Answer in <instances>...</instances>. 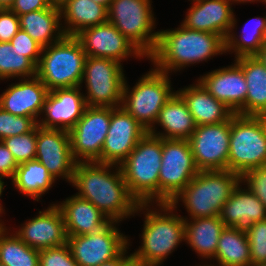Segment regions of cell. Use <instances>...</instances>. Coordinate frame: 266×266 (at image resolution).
I'll use <instances>...</instances> for the list:
<instances>
[{"mask_svg": "<svg viewBox=\"0 0 266 266\" xmlns=\"http://www.w3.org/2000/svg\"><path fill=\"white\" fill-rule=\"evenodd\" d=\"M71 184L78 190L77 196L90 201L111 221L122 222L136 214L139 203L130 194L118 165L77 162Z\"/></svg>", "mask_w": 266, "mask_h": 266, "instance_id": "6da1fadb", "label": "cell"}, {"mask_svg": "<svg viewBox=\"0 0 266 266\" xmlns=\"http://www.w3.org/2000/svg\"><path fill=\"white\" fill-rule=\"evenodd\" d=\"M158 32L156 48L147 59L167 74L226 53L225 40L216 33L190 30L181 24Z\"/></svg>", "mask_w": 266, "mask_h": 266, "instance_id": "7a4b0ae2", "label": "cell"}, {"mask_svg": "<svg viewBox=\"0 0 266 266\" xmlns=\"http://www.w3.org/2000/svg\"><path fill=\"white\" fill-rule=\"evenodd\" d=\"M175 211L170 203L139 204L136 214H144L142 243L131 257L142 266H161L185 242V219Z\"/></svg>", "mask_w": 266, "mask_h": 266, "instance_id": "3957f363", "label": "cell"}, {"mask_svg": "<svg viewBox=\"0 0 266 266\" xmlns=\"http://www.w3.org/2000/svg\"><path fill=\"white\" fill-rule=\"evenodd\" d=\"M240 182L241 176L229 170L199 171L170 204L177 209L183 202L189 219L219 216Z\"/></svg>", "mask_w": 266, "mask_h": 266, "instance_id": "277c9868", "label": "cell"}, {"mask_svg": "<svg viewBox=\"0 0 266 266\" xmlns=\"http://www.w3.org/2000/svg\"><path fill=\"white\" fill-rule=\"evenodd\" d=\"M161 160L162 138L147 132L119 165L130 194L139 204L159 203Z\"/></svg>", "mask_w": 266, "mask_h": 266, "instance_id": "5b68a950", "label": "cell"}, {"mask_svg": "<svg viewBox=\"0 0 266 266\" xmlns=\"http://www.w3.org/2000/svg\"><path fill=\"white\" fill-rule=\"evenodd\" d=\"M86 57L79 39L65 35L42 48L36 76L49 91L81 86Z\"/></svg>", "mask_w": 266, "mask_h": 266, "instance_id": "8992f818", "label": "cell"}, {"mask_svg": "<svg viewBox=\"0 0 266 266\" xmlns=\"http://www.w3.org/2000/svg\"><path fill=\"white\" fill-rule=\"evenodd\" d=\"M266 166V116L235 114L230 119L228 170L242 176Z\"/></svg>", "mask_w": 266, "mask_h": 266, "instance_id": "52a82bcc", "label": "cell"}, {"mask_svg": "<svg viewBox=\"0 0 266 266\" xmlns=\"http://www.w3.org/2000/svg\"><path fill=\"white\" fill-rule=\"evenodd\" d=\"M169 76L153 67L131 88L125 80L121 106L147 131L155 125L160 110L175 93Z\"/></svg>", "mask_w": 266, "mask_h": 266, "instance_id": "ba28073f", "label": "cell"}, {"mask_svg": "<svg viewBox=\"0 0 266 266\" xmlns=\"http://www.w3.org/2000/svg\"><path fill=\"white\" fill-rule=\"evenodd\" d=\"M152 0H112L108 21L112 23L146 57L154 52L158 42L156 17ZM155 26V27H154Z\"/></svg>", "mask_w": 266, "mask_h": 266, "instance_id": "9c48e42d", "label": "cell"}, {"mask_svg": "<svg viewBox=\"0 0 266 266\" xmlns=\"http://www.w3.org/2000/svg\"><path fill=\"white\" fill-rule=\"evenodd\" d=\"M122 64L107 58L86 57L81 86L85 83L87 90L84 97L87 106H121L124 83L127 79Z\"/></svg>", "mask_w": 266, "mask_h": 266, "instance_id": "30bf717a", "label": "cell"}, {"mask_svg": "<svg viewBox=\"0 0 266 266\" xmlns=\"http://www.w3.org/2000/svg\"><path fill=\"white\" fill-rule=\"evenodd\" d=\"M198 172L188 140L162 138L159 203H170Z\"/></svg>", "mask_w": 266, "mask_h": 266, "instance_id": "8fae6325", "label": "cell"}, {"mask_svg": "<svg viewBox=\"0 0 266 266\" xmlns=\"http://www.w3.org/2000/svg\"><path fill=\"white\" fill-rule=\"evenodd\" d=\"M118 223L110 221L98 231L67 236L66 244L78 266H99L116 258L129 245V237L121 233Z\"/></svg>", "mask_w": 266, "mask_h": 266, "instance_id": "7c38bea8", "label": "cell"}, {"mask_svg": "<svg viewBox=\"0 0 266 266\" xmlns=\"http://www.w3.org/2000/svg\"><path fill=\"white\" fill-rule=\"evenodd\" d=\"M110 120V107H86L83 116L69 131L71 153L76 162L102 163V147Z\"/></svg>", "mask_w": 266, "mask_h": 266, "instance_id": "4fadbf2b", "label": "cell"}, {"mask_svg": "<svg viewBox=\"0 0 266 266\" xmlns=\"http://www.w3.org/2000/svg\"><path fill=\"white\" fill-rule=\"evenodd\" d=\"M188 141L199 171L228 170L230 120L196 126Z\"/></svg>", "mask_w": 266, "mask_h": 266, "instance_id": "5bb4252c", "label": "cell"}, {"mask_svg": "<svg viewBox=\"0 0 266 266\" xmlns=\"http://www.w3.org/2000/svg\"><path fill=\"white\" fill-rule=\"evenodd\" d=\"M76 37L81 42L87 56L115 60L119 63L129 57L146 58L145 55L129 41L112 23L83 29ZM127 58V59H126Z\"/></svg>", "mask_w": 266, "mask_h": 266, "instance_id": "9a60e30c", "label": "cell"}, {"mask_svg": "<svg viewBox=\"0 0 266 266\" xmlns=\"http://www.w3.org/2000/svg\"><path fill=\"white\" fill-rule=\"evenodd\" d=\"M147 132L122 106L111 108L110 127L102 147V163L119 166Z\"/></svg>", "mask_w": 266, "mask_h": 266, "instance_id": "2e32d148", "label": "cell"}, {"mask_svg": "<svg viewBox=\"0 0 266 266\" xmlns=\"http://www.w3.org/2000/svg\"><path fill=\"white\" fill-rule=\"evenodd\" d=\"M55 180H73L76 161L71 153L69 131L45 129L37 125L36 157Z\"/></svg>", "mask_w": 266, "mask_h": 266, "instance_id": "e0dca14e", "label": "cell"}, {"mask_svg": "<svg viewBox=\"0 0 266 266\" xmlns=\"http://www.w3.org/2000/svg\"><path fill=\"white\" fill-rule=\"evenodd\" d=\"M81 86L49 91L42 105L38 126L45 129L70 131L87 107Z\"/></svg>", "mask_w": 266, "mask_h": 266, "instance_id": "ac0fdd59", "label": "cell"}, {"mask_svg": "<svg viewBox=\"0 0 266 266\" xmlns=\"http://www.w3.org/2000/svg\"><path fill=\"white\" fill-rule=\"evenodd\" d=\"M15 234L29 247L38 250L67 243L64 217L55 203L39 211L34 218L26 220Z\"/></svg>", "mask_w": 266, "mask_h": 266, "instance_id": "d6986e66", "label": "cell"}, {"mask_svg": "<svg viewBox=\"0 0 266 266\" xmlns=\"http://www.w3.org/2000/svg\"><path fill=\"white\" fill-rule=\"evenodd\" d=\"M197 80L214 98L225 103L235 114L245 116L247 83L242 68L235 61L228 67L201 75Z\"/></svg>", "mask_w": 266, "mask_h": 266, "instance_id": "ffe728a7", "label": "cell"}, {"mask_svg": "<svg viewBox=\"0 0 266 266\" xmlns=\"http://www.w3.org/2000/svg\"><path fill=\"white\" fill-rule=\"evenodd\" d=\"M182 26L190 30L210 32L224 40L230 32L234 19L231 0H191Z\"/></svg>", "mask_w": 266, "mask_h": 266, "instance_id": "44dd1931", "label": "cell"}, {"mask_svg": "<svg viewBox=\"0 0 266 266\" xmlns=\"http://www.w3.org/2000/svg\"><path fill=\"white\" fill-rule=\"evenodd\" d=\"M0 95V107L17 116L33 118L38 124L42 105L49 90L37 77L21 78Z\"/></svg>", "mask_w": 266, "mask_h": 266, "instance_id": "7402d4cb", "label": "cell"}, {"mask_svg": "<svg viewBox=\"0 0 266 266\" xmlns=\"http://www.w3.org/2000/svg\"><path fill=\"white\" fill-rule=\"evenodd\" d=\"M219 218L226 227L247 232L254 222L266 219V208L247 187L243 189L240 182L222 206Z\"/></svg>", "mask_w": 266, "mask_h": 266, "instance_id": "603a6c76", "label": "cell"}, {"mask_svg": "<svg viewBox=\"0 0 266 266\" xmlns=\"http://www.w3.org/2000/svg\"><path fill=\"white\" fill-rule=\"evenodd\" d=\"M195 82L176 92L183 98L197 126L222 123L235 115L233 110L214 98L198 80Z\"/></svg>", "mask_w": 266, "mask_h": 266, "instance_id": "cb8c5ba5", "label": "cell"}, {"mask_svg": "<svg viewBox=\"0 0 266 266\" xmlns=\"http://www.w3.org/2000/svg\"><path fill=\"white\" fill-rule=\"evenodd\" d=\"M56 205L63 214L67 236L85 235L98 231L111 221L90 201L76 194Z\"/></svg>", "mask_w": 266, "mask_h": 266, "instance_id": "d4e9b609", "label": "cell"}, {"mask_svg": "<svg viewBox=\"0 0 266 266\" xmlns=\"http://www.w3.org/2000/svg\"><path fill=\"white\" fill-rule=\"evenodd\" d=\"M164 131H157V125ZM196 123L183 98L175 91L172 97L160 110L155 125L148 131L149 134L163 139L188 140Z\"/></svg>", "mask_w": 266, "mask_h": 266, "instance_id": "484cf974", "label": "cell"}, {"mask_svg": "<svg viewBox=\"0 0 266 266\" xmlns=\"http://www.w3.org/2000/svg\"><path fill=\"white\" fill-rule=\"evenodd\" d=\"M185 219V242L202 259L211 260L216 255L219 237L226 227L219 216ZM191 220V221H190Z\"/></svg>", "mask_w": 266, "mask_h": 266, "instance_id": "4316f807", "label": "cell"}, {"mask_svg": "<svg viewBox=\"0 0 266 266\" xmlns=\"http://www.w3.org/2000/svg\"><path fill=\"white\" fill-rule=\"evenodd\" d=\"M243 70L247 83L245 116H266V67L257 56L234 60Z\"/></svg>", "mask_w": 266, "mask_h": 266, "instance_id": "83f0119b", "label": "cell"}, {"mask_svg": "<svg viewBox=\"0 0 266 266\" xmlns=\"http://www.w3.org/2000/svg\"><path fill=\"white\" fill-rule=\"evenodd\" d=\"M20 29L24 30L31 38L42 47L49 46L65 36L62 28L60 8L32 11L19 15Z\"/></svg>", "mask_w": 266, "mask_h": 266, "instance_id": "f1b7e54d", "label": "cell"}, {"mask_svg": "<svg viewBox=\"0 0 266 266\" xmlns=\"http://www.w3.org/2000/svg\"><path fill=\"white\" fill-rule=\"evenodd\" d=\"M65 35L76 36L83 29L108 21V10L93 0H68L61 8Z\"/></svg>", "mask_w": 266, "mask_h": 266, "instance_id": "f546056e", "label": "cell"}, {"mask_svg": "<svg viewBox=\"0 0 266 266\" xmlns=\"http://www.w3.org/2000/svg\"><path fill=\"white\" fill-rule=\"evenodd\" d=\"M251 21L254 23H251ZM236 23L237 19L234 15L232 27L225 39L226 54L227 52L234 53V58L256 56L260 52L261 47L266 43V15L247 20L239 36L234 32L235 27H237Z\"/></svg>", "mask_w": 266, "mask_h": 266, "instance_id": "4dcf8cb0", "label": "cell"}, {"mask_svg": "<svg viewBox=\"0 0 266 266\" xmlns=\"http://www.w3.org/2000/svg\"><path fill=\"white\" fill-rule=\"evenodd\" d=\"M11 182L21 194L38 202L56 180L45 166L33 159L19 164Z\"/></svg>", "mask_w": 266, "mask_h": 266, "instance_id": "1f68e13d", "label": "cell"}, {"mask_svg": "<svg viewBox=\"0 0 266 266\" xmlns=\"http://www.w3.org/2000/svg\"><path fill=\"white\" fill-rule=\"evenodd\" d=\"M216 264L199 266H251L250 245L246 232L233 227H225L219 240L216 255L213 258Z\"/></svg>", "mask_w": 266, "mask_h": 266, "instance_id": "d6a6232c", "label": "cell"}, {"mask_svg": "<svg viewBox=\"0 0 266 266\" xmlns=\"http://www.w3.org/2000/svg\"><path fill=\"white\" fill-rule=\"evenodd\" d=\"M8 229L5 226L0 232V262L6 266H39V250Z\"/></svg>", "mask_w": 266, "mask_h": 266, "instance_id": "836d02e7", "label": "cell"}, {"mask_svg": "<svg viewBox=\"0 0 266 266\" xmlns=\"http://www.w3.org/2000/svg\"><path fill=\"white\" fill-rule=\"evenodd\" d=\"M36 66L10 42H0V80L32 78Z\"/></svg>", "mask_w": 266, "mask_h": 266, "instance_id": "e575fe53", "label": "cell"}, {"mask_svg": "<svg viewBox=\"0 0 266 266\" xmlns=\"http://www.w3.org/2000/svg\"><path fill=\"white\" fill-rule=\"evenodd\" d=\"M2 142L18 164L33 160L36 157L37 126L30 132L4 138Z\"/></svg>", "mask_w": 266, "mask_h": 266, "instance_id": "d590c367", "label": "cell"}, {"mask_svg": "<svg viewBox=\"0 0 266 266\" xmlns=\"http://www.w3.org/2000/svg\"><path fill=\"white\" fill-rule=\"evenodd\" d=\"M37 125L31 117L13 115L0 107V141L30 132Z\"/></svg>", "mask_w": 266, "mask_h": 266, "instance_id": "8d00e7d4", "label": "cell"}, {"mask_svg": "<svg viewBox=\"0 0 266 266\" xmlns=\"http://www.w3.org/2000/svg\"><path fill=\"white\" fill-rule=\"evenodd\" d=\"M246 235L250 245L251 265L266 264V219L254 222Z\"/></svg>", "mask_w": 266, "mask_h": 266, "instance_id": "74e56055", "label": "cell"}, {"mask_svg": "<svg viewBox=\"0 0 266 266\" xmlns=\"http://www.w3.org/2000/svg\"><path fill=\"white\" fill-rule=\"evenodd\" d=\"M39 266H78L67 244L39 250Z\"/></svg>", "mask_w": 266, "mask_h": 266, "instance_id": "f35d334b", "label": "cell"}, {"mask_svg": "<svg viewBox=\"0 0 266 266\" xmlns=\"http://www.w3.org/2000/svg\"><path fill=\"white\" fill-rule=\"evenodd\" d=\"M241 182L257 196L266 208V166L250 169L241 176Z\"/></svg>", "mask_w": 266, "mask_h": 266, "instance_id": "ab89813d", "label": "cell"}, {"mask_svg": "<svg viewBox=\"0 0 266 266\" xmlns=\"http://www.w3.org/2000/svg\"><path fill=\"white\" fill-rule=\"evenodd\" d=\"M10 43L19 52L24 53V56L37 67L43 48L38 42L31 38L24 30L19 29Z\"/></svg>", "mask_w": 266, "mask_h": 266, "instance_id": "60d3db41", "label": "cell"}, {"mask_svg": "<svg viewBox=\"0 0 266 266\" xmlns=\"http://www.w3.org/2000/svg\"><path fill=\"white\" fill-rule=\"evenodd\" d=\"M19 29V16L10 9H0V42H10Z\"/></svg>", "mask_w": 266, "mask_h": 266, "instance_id": "b9f144b4", "label": "cell"}, {"mask_svg": "<svg viewBox=\"0 0 266 266\" xmlns=\"http://www.w3.org/2000/svg\"><path fill=\"white\" fill-rule=\"evenodd\" d=\"M19 164L16 162L14 156L5 146V144L0 141V177L13 179L16 169Z\"/></svg>", "mask_w": 266, "mask_h": 266, "instance_id": "7bdbcfd3", "label": "cell"}, {"mask_svg": "<svg viewBox=\"0 0 266 266\" xmlns=\"http://www.w3.org/2000/svg\"><path fill=\"white\" fill-rule=\"evenodd\" d=\"M49 7L47 0H15L9 9L19 16Z\"/></svg>", "mask_w": 266, "mask_h": 266, "instance_id": "ee69618b", "label": "cell"}, {"mask_svg": "<svg viewBox=\"0 0 266 266\" xmlns=\"http://www.w3.org/2000/svg\"><path fill=\"white\" fill-rule=\"evenodd\" d=\"M130 243L129 238V245L116 258L105 261L99 266H123L131 258V253L127 255V250L129 249V246H131Z\"/></svg>", "mask_w": 266, "mask_h": 266, "instance_id": "f6af8a7d", "label": "cell"}, {"mask_svg": "<svg viewBox=\"0 0 266 266\" xmlns=\"http://www.w3.org/2000/svg\"><path fill=\"white\" fill-rule=\"evenodd\" d=\"M266 67V43L261 47L260 52L256 55Z\"/></svg>", "mask_w": 266, "mask_h": 266, "instance_id": "bcb514c9", "label": "cell"}, {"mask_svg": "<svg viewBox=\"0 0 266 266\" xmlns=\"http://www.w3.org/2000/svg\"><path fill=\"white\" fill-rule=\"evenodd\" d=\"M3 180H4V178L0 177V197H2L4 187H6L5 182ZM3 212H5V209H4L3 205L1 204V198H0V217H2L1 214H3Z\"/></svg>", "mask_w": 266, "mask_h": 266, "instance_id": "7dc6e473", "label": "cell"}, {"mask_svg": "<svg viewBox=\"0 0 266 266\" xmlns=\"http://www.w3.org/2000/svg\"><path fill=\"white\" fill-rule=\"evenodd\" d=\"M50 6L61 8L68 0H47Z\"/></svg>", "mask_w": 266, "mask_h": 266, "instance_id": "c3c4849f", "label": "cell"}, {"mask_svg": "<svg viewBox=\"0 0 266 266\" xmlns=\"http://www.w3.org/2000/svg\"><path fill=\"white\" fill-rule=\"evenodd\" d=\"M257 1H258V2H261V3H264V5L266 4V0H231L232 4H234V3H235V4H237V3H238V4H239V3H240V4H242V3L244 4V3H251V2H252V3H253V2H256V3H257Z\"/></svg>", "mask_w": 266, "mask_h": 266, "instance_id": "681fc988", "label": "cell"}, {"mask_svg": "<svg viewBox=\"0 0 266 266\" xmlns=\"http://www.w3.org/2000/svg\"><path fill=\"white\" fill-rule=\"evenodd\" d=\"M15 0H0V9H9Z\"/></svg>", "mask_w": 266, "mask_h": 266, "instance_id": "f907efd6", "label": "cell"}, {"mask_svg": "<svg viewBox=\"0 0 266 266\" xmlns=\"http://www.w3.org/2000/svg\"><path fill=\"white\" fill-rule=\"evenodd\" d=\"M123 266H142V265L131 257Z\"/></svg>", "mask_w": 266, "mask_h": 266, "instance_id": "816d5d0a", "label": "cell"}, {"mask_svg": "<svg viewBox=\"0 0 266 266\" xmlns=\"http://www.w3.org/2000/svg\"><path fill=\"white\" fill-rule=\"evenodd\" d=\"M93 1L95 3L101 4L102 6H105L108 9L112 0H93Z\"/></svg>", "mask_w": 266, "mask_h": 266, "instance_id": "f5cc1de1", "label": "cell"}, {"mask_svg": "<svg viewBox=\"0 0 266 266\" xmlns=\"http://www.w3.org/2000/svg\"><path fill=\"white\" fill-rule=\"evenodd\" d=\"M4 221H2V219H0V232L1 230L6 226V224L4 225Z\"/></svg>", "mask_w": 266, "mask_h": 266, "instance_id": "db71d44e", "label": "cell"}, {"mask_svg": "<svg viewBox=\"0 0 266 266\" xmlns=\"http://www.w3.org/2000/svg\"><path fill=\"white\" fill-rule=\"evenodd\" d=\"M251 266H266V264L251 265Z\"/></svg>", "mask_w": 266, "mask_h": 266, "instance_id": "11a10c76", "label": "cell"}]
</instances>
